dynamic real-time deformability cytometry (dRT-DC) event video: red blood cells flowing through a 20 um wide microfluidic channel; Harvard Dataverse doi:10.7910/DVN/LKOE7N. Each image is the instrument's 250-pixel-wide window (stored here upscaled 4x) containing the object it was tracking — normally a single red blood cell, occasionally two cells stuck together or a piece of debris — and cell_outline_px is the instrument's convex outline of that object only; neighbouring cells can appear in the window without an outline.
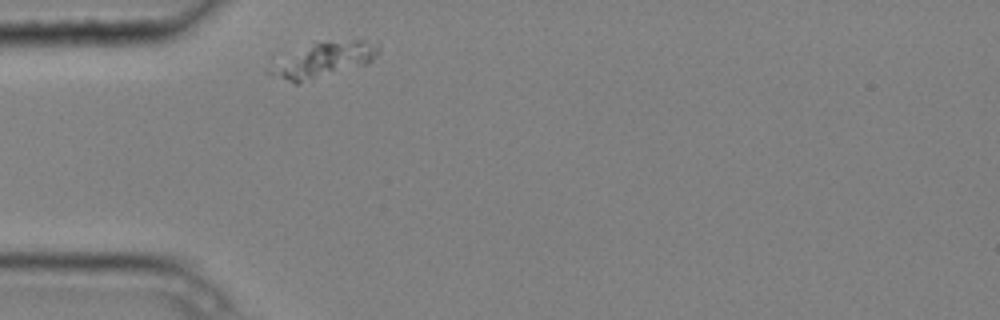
{"species": "common noctule bat (a hibernating species)", "species_latin": "Nyctalus noctula", "temperature_condition": "cold", "stored_images_in_passage": 1, "camera_frame_rate_fps": 3000, "um_per_image_px": 0.085, "animal": {"sex": "male", "body_mass_g": 20.4}, "frame": {"image": 1, "passage_image": 1, "time_ms": 0.0, "image_size_px": [1000, 320], "cell_outline_px": [[380, 52], [372, 60], [364, 64], [296, 84], [264, 72], [272, 56], [312, 44], [352, 40], [364, 40], [380, 44]], "centroid_in_image_um": [27.31, 5.08], "position_along_channel_um": 57.7, "area_um2": 22.6}}